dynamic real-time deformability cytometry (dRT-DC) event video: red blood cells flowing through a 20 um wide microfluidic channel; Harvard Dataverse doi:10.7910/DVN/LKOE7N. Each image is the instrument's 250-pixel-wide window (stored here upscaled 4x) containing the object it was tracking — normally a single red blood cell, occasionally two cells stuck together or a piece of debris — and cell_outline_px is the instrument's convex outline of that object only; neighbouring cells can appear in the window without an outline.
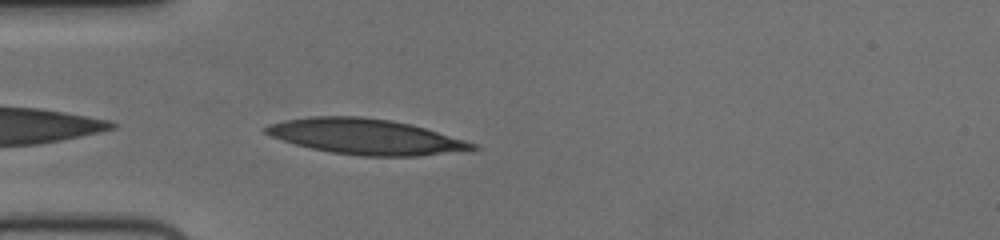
{"species": "human", "species_latin": "Homo sapiens", "temperature_condition": "cold", "stored_images_in_passage": 33, "camera_frame_rate_fps": 3000, "um_per_image_px": 0.085, "donor": {"sex": "female"}, "frame": {"image": 1, "passage_image": 1, "time_ms": 0.0, "image_size_px": [1000, 240], "cell_outline_px": [[480, 148], [472, 152], [416, 156], [360, 156], [332, 152], [312, 148], [296, 144], [272, 136], [264, 132], [260, 128], [268, 124], [284, 120], [312, 116], [360, 116], [392, 120], [412, 124], [464, 140], [476, 144]], "centroid_in_image_um": [31.15, 11.62], "position_along_channel_um": 53.8, "area_um2": 43.06}}
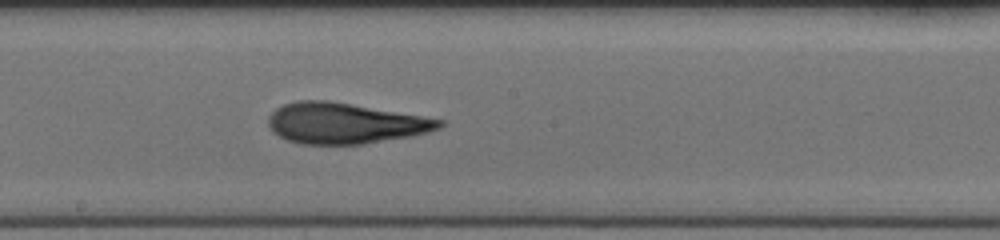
{"frame": {"image": 2, "passage_image": 15, "time_ms": 4.667, "image_size_px": [1000, 240], "cell_outline_px": [[444, 124], [440, 128], [428, 132], [412, 136], [364, 144], [300, 144], [288, 140], [272, 132], [268, 124], [268, 116], [276, 108], [284, 104], [296, 100], [328, 100], [444, 120]], "centroid_in_image_um": [29.29, 10.48], "position_along_channel_um": 218.9, "area_um2": 40.52}}
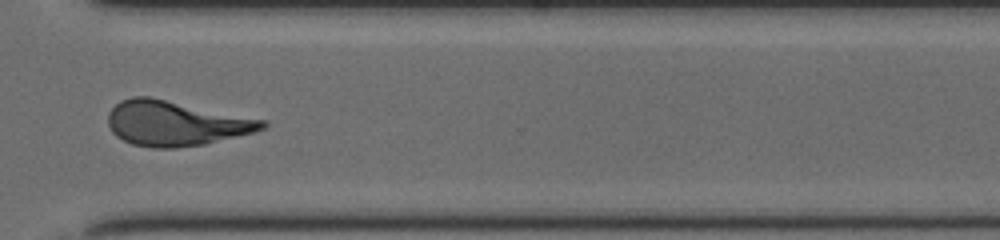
{"frame": {"image": 3, "passage_image": 26, "time_ms": 8.333, "image_size_px": [1000, 240], "cell_outline_px": [[268, 124], [264, 128], [252, 132], [204, 144], [176, 148], [152, 148], [132, 144], [116, 136], [112, 132], [108, 124], [108, 112], [120, 100], [132, 96], [148, 96], [264, 120]], "centroid_in_image_um": [14.86, 10.48], "position_along_channel_um": 355.7, "area_um2": 40.0}, "authors_computed_cell_mechanics": {"area_um2": 40.46, "velocity_mm_per_s": 3.7154, "shape_relaxation_time_tau1_ms": 6.8046, "shape_relaxation_time_tau2_ms": 2.6573, "deformation_change_tau1": 0.2186, "deformation_change_tau2": 0.1227}}